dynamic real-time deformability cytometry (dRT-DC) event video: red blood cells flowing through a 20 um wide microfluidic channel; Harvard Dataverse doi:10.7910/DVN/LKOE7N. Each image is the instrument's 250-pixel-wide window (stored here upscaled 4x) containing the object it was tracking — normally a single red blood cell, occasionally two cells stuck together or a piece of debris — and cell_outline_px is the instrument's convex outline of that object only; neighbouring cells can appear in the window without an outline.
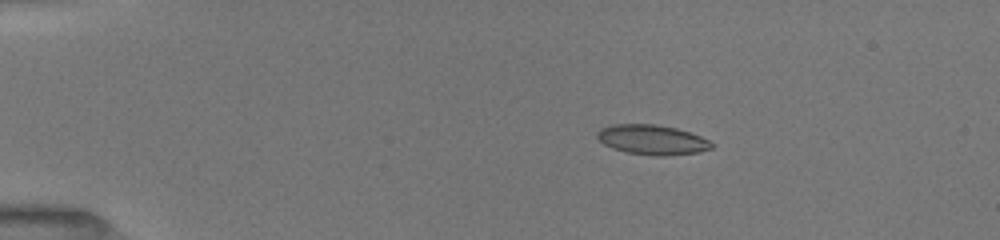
{"species": "common noctule bat (a hibernating species)", "species_latin": "Nyctalus noctula", "temperature_condition": "room temperature", "stored_images_in_passage": 31, "camera_frame_rate_fps": 3000, "um_per_image_px": 0.085, "animal": {"sex": "female", "body_mass_g": 19.5, "forearm_length_mm": 54.1}, "frame": {"image": 1, "passage_image": 6, "time_ms": 2.667, "image_size_px": [1000, 240], "cell_outline_px": [[712, 148], [700, 152], [664, 156], [656, 156], [628, 152], [612, 148], [604, 144], [596, 136], [596, 132], [600, 128], [612, 124], [656, 124], [676, 128], [700, 136], [708, 140], [712, 144]], "centroid_in_image_um": [55.41, 11.87], "position_along_channel_um": 29.6, "area_um2": 19.83}}
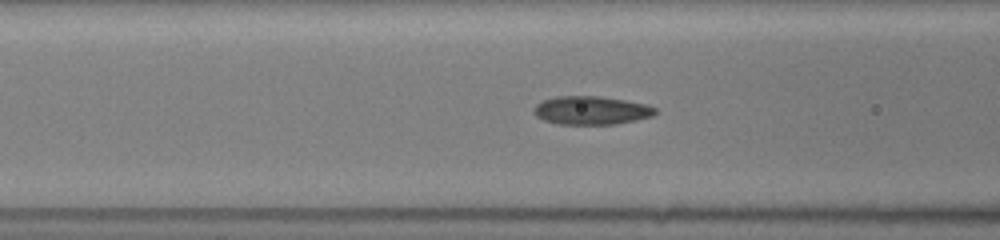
{"frame": {"image": 2, "passage_image": 18, "time_ms": 6.667, "image_size_px": [1000, 240], "cell_outline_px": [[656, 112], [652, 116], [636, 120], [616, 124], [556, 124], [544, 120], [536, 116], [532, 112], [532, 108], [536, 104], [544, 100], [556, 96], [600, 96], [648, 104], [656, 108]], "centroid_in_image_um": [50.23, 9.38], "position_along_channel_um": 116.4, "area_um2": 20.23}}
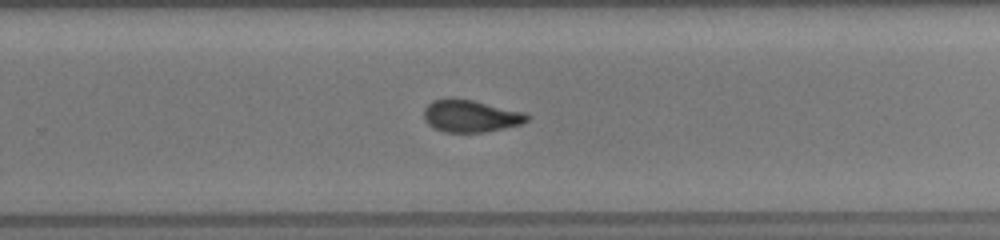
{"frame": {"image": 3, "passage_image": 31, "time_ms": 11.0, "image_size_px": [1000, 240], "cell_outline_px": [[528, 120], [520, 124], [504, 128], [484, 132], [444, 132], [428, 124], [424, 120], [424, 108], [432, 100], [448, 96], [452, 96], [472, 100], [524, 112], [528, 116]], "centroid_in_image_um": [39.94, 9.83], "position_along_channel_um": 289.9, "area_um2": 19.48}}